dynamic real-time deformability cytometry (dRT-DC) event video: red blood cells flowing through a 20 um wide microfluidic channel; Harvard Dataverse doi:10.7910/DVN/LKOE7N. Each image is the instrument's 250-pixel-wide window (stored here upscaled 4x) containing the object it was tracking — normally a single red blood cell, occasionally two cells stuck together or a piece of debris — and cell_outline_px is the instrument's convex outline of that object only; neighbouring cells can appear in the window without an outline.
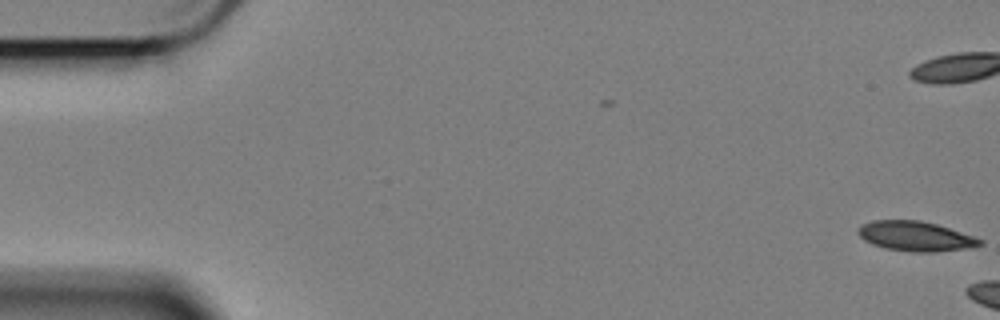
{"species": "Egyptian fruit bat (a non-hibernating species)", "species_latin": "Rousettus aegyptiacus", "temperature_condition": "cold", "stored_images_in_passage": 6, "camera_frame_rate_fps": 3000, "um_per_image_px": 0.085, "animal": {"sex": "female"}, "frame": {"image": 1, "passage_image": 1, "time_ms": 0.0, "image_size_px": [1000, 320], "cell_outline_px": [[984, 244], [972, 248], [936, 252], [912, 252], [884, 248], [872, 244], [864, 240], [856, 232], [860, 224], [872, 220], [920, 220], [936, 224], [984, 240]], "centroid_in_image_um": [77.8, 20.08], "position_along_channel_um": 7.2, "area_um2": 21.33}}